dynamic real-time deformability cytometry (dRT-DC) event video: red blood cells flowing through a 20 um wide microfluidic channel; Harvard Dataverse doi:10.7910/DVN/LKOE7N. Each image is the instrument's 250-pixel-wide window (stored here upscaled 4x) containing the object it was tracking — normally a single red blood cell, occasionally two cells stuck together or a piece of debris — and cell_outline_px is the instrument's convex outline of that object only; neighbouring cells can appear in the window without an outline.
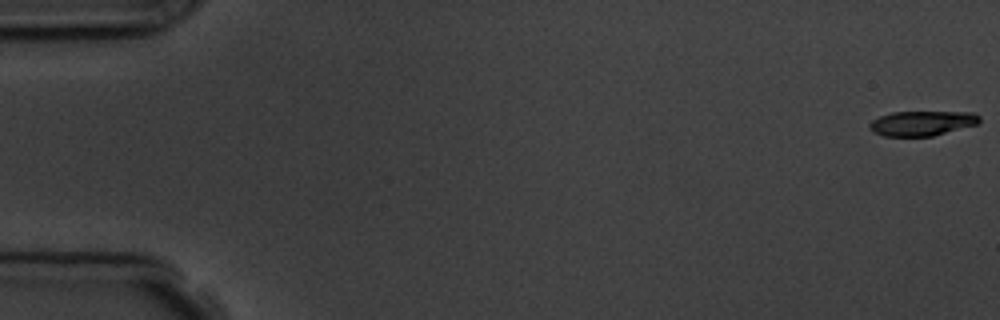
{"species": "common noctule bat (a hibernating species)", "species_latin": "Nyctalus noctula", "temperature_condition": "room temperature", "stored_images_in_passage": 5, "segment_of_instrument_passage": [1, 2], "camera_frame_rate_fps": 3000, "um_per_image_px": 0.085, "animal": {"sex": "male", "body_mass_g": 19.5, "forearm_length_mm": 54.6}, "frame": {"image": 1, "passage_image": 1, "time_ms": 0.0, "image_size_px": [1000, 320], "cell_outline_px": [[980, 120], [976, 124], [932, 136], [884, 136], [872, 132], [868, 128], [868, 124], [872, 120], [880, 116], [892, 112], [972, 112], [980, 116]], "centroid_in_image_um": [78.31, 10.47], "position_along_channel_um": 6.7, "area_um2": 15.84}}